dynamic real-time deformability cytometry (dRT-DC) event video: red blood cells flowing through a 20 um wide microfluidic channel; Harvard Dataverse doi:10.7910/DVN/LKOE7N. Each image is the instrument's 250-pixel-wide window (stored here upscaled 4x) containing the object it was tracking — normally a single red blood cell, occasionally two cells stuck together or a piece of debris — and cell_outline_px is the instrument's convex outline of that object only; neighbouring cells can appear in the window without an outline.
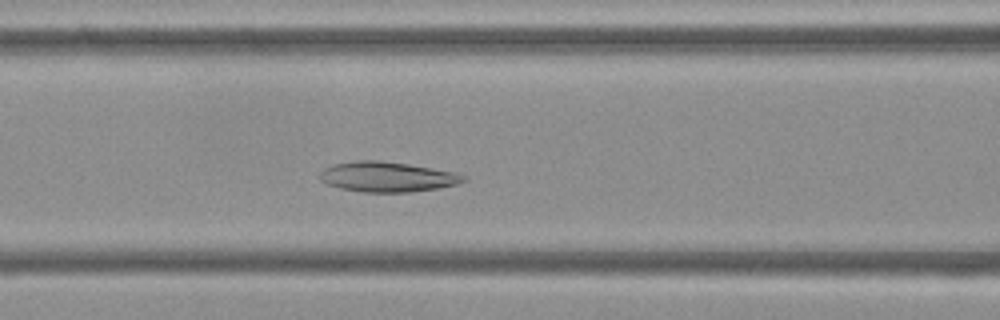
{"species": "Egyptian fruit bat (a non-hibernating species)", "species_latin": "Rousettus aegyptiacus", "temperature_condition": "cold", "stored_images_in_passage": 52, "camera_frame_rate_fps": 3000, "um_per_image_px": 0.085, "frame": {"image": 1, "passage_image": 19, "time_ms": 6.0, "image_size_px": [1000, 320], "cell_outline_px": [[468, 180], [456, 184], [436, 188], [408, 192], [364, 192], [340, 188], [328, 184], [320, 180], [320, 172], [324, 168], [332, 164], [356, 160], [380, 160], [408, 164], [456, 172], [468, 176]], "centroid_in_image_um": [32.92, 15.02], "position_along_channel_um": 133.7, "area_um2": 25.26}}
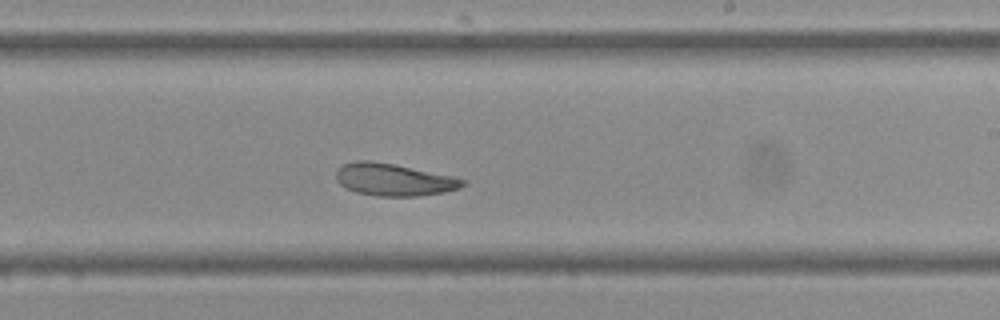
{"frame": {"image": 2, "passage_image": 29, "time_ms": 9.333, "image_size_px": [1000, 320], "cell_outline_px": [[468, 184], [460, 188], [444, 192], [420, 196], [376, 196], [356, 192], [340, 184], [336, 180], [336, 168], [344, 164], [356, 160], [368, 160], [392, 164], [452, 176], [468, 180]], "centroid_in_image_um": [33.49, 15.28], "position_along_channel_um": 255.5, "area_um2": 23.81}}
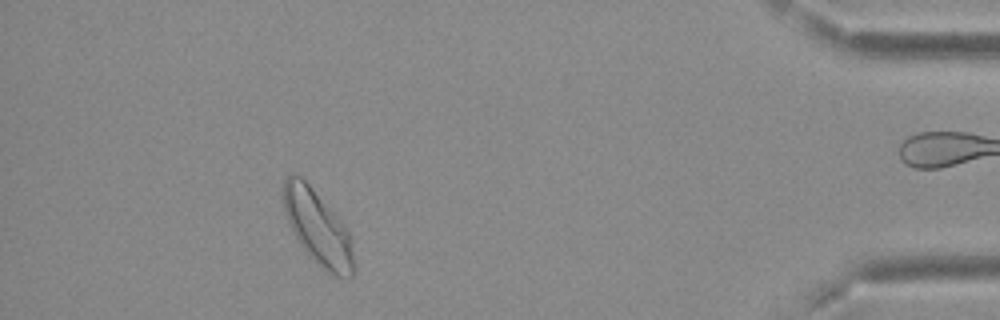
{"frame": {"image": 3, "passage_image": 46, "time_ms": 15.0, "image_size_px": [1000, 320], "cell_outline_px": [[356, 272], [348, 280], [344, 280], [328, 272], [300, 244], [288, 220], [284, 208], [284, 180], [288, 176], [300, 176], [308, 184], [344, 224], [348, 232], [356, 268]], "centroid_in_image_um": [27.07, 19.42], "position_along_channel_um": 408.1, "area_um2": 29.54}, "authors_computed_cell_mechanics": {"area_um2": 27.1949, "velocity_mm_per_s": 3.6632, "shape_relaxation_time_tau1_ms": null, "shape_relaxation_time_tau2_ms": 3.986, "deformation_change_tau1": null, "deformation_change_tau2": 0.1029}}